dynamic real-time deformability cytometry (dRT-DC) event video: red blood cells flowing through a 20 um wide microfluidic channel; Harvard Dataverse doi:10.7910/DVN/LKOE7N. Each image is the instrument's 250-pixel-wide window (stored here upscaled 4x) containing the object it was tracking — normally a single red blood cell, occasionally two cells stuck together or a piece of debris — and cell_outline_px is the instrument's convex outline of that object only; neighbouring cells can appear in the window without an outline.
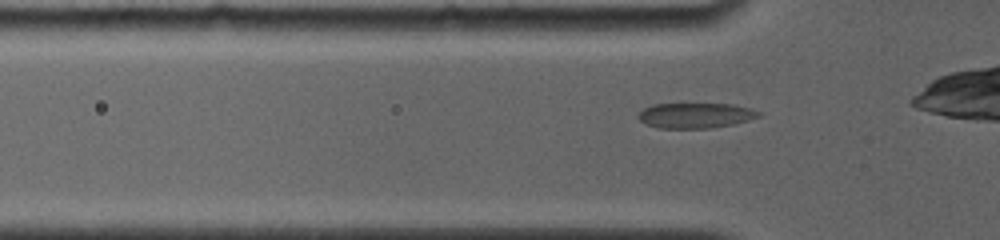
{"species": "common noctule bat (a hibernating species)", "species_latin": "Nyctalus noctula", "temperature_condition": "room temperature", "stored_images_in_passage": 13, "camera_frame_rate_fps": 4000, "um_per_image_px": 0.085, "animal": {"sex": "female", "body_mass_g": 19.0, "forearm_length_mm": 56.7}, "frame": {"image": 1, "passage_image": 6, "time_ms": 1.0, "image_size_px": [1000, 240], "cell_outline_px": [[760, 116], [748, 120], [732, 124], [712, 128], [656, 128], [640, 120], [636, 116], [644, 108], [652, 104], [732, 104], [752, 108], [760, 112]], "centroid_in_image_um": [59.11, 9.81], "position_along_channel_um": 66.7, "area_um2": 17.69}}